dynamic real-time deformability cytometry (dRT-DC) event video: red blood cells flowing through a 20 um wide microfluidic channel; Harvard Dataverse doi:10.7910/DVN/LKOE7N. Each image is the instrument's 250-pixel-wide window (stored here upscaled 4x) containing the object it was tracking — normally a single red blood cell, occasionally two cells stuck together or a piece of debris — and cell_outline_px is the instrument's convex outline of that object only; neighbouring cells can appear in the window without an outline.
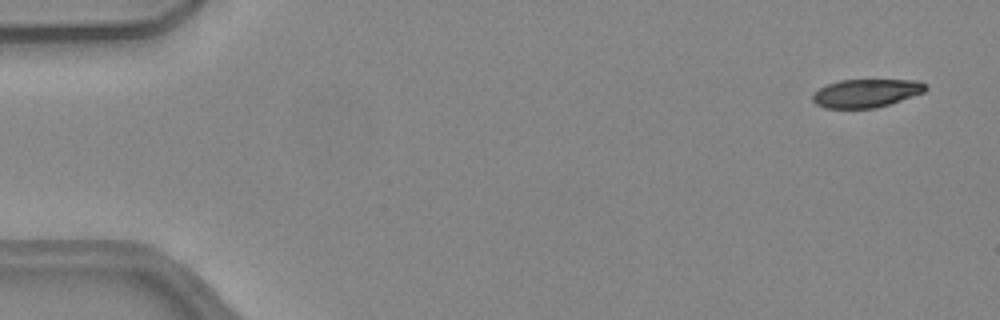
{"species": "common noctule bat (a hibernating species)", "species_latin": "Nyctalus noctula", "temperature_condition": "warm", "stored_images_in_passage": 15, "camera_frame_rate_fps": 3000, "um_per_image_px": 0.085, "animal": {"sex": "female", "body_mass_g": 24.6, "forearm_length_mm": 56.2}, "frame": {"image": 1, "passage_image": 3, "time_ms": 0.667, "image_size_px": [1000, 320], "cell_outline_px": [[928, 88], [924, 92], [876, 108], [824, 108], [816, 104], [812, 100], [812, 96], [820, 88], [828, 84], [840, 80], [920, 80], [928, 84]], "centroid_in_image_um": [73.65, 7.91], "position_along_channel_um": 11.3, "area_um2": 18.55}}
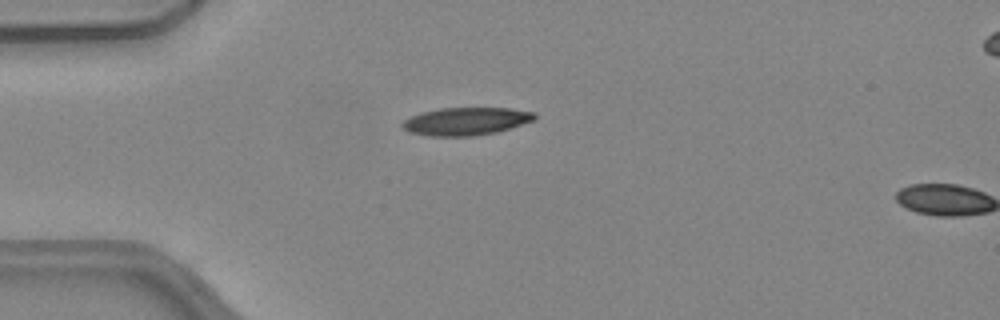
{"frame": {"image": 2, "passage_image": 14, "time_ms": 4.333, "image_size_px": [1000, 320], "cell_outline_px": [[536, 116], [532, 120], [496, 132], [472, 136], [428, 136], [408, 132], [400, 124], [404, 120], [420, 112], [440, 108], [512, 108], [536, 112]], "centroid_in_image_um": [39.56, 10.3], "position_along_channel_um": 45.4, "area_um2": 21.33}}